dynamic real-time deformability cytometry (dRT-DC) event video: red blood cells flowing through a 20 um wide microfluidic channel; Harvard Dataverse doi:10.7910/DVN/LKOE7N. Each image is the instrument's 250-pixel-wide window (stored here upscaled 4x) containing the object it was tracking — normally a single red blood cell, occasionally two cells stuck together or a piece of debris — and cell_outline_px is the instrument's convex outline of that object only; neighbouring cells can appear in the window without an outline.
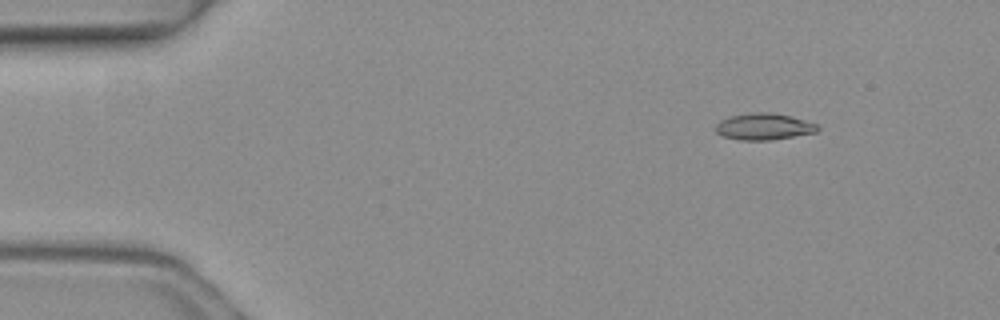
{"species": "common noctule bat (a hibernating species)", "species_latin": "Nyctalus noctula", "temperature_condition": "warm", "stored_images_in_passage": 3, "camera_frame_rate_fps": 3000, "um_per_image_px": 0.085, "animal": {"sex": "female", "body_mass_g": 19.3, "forearm_length_mm": 54.1}, "frame": {"image": 1, "passage_image": 1, "time_ms": 0.0, "image_size_px": [1000, 320], "cell_outline_px": [[820, 128], [816, 132], [772, 140], [740, 140], [724, 136], [716, 132], [716, 124], [720, 120], [728, 116], [752, 112], [768, 112], [792, 116], [816, 124]], "centroid_in_image_um": [64.91, 10.75], "position_along_channel_um": 20.1, "area_um2": 15.78}}